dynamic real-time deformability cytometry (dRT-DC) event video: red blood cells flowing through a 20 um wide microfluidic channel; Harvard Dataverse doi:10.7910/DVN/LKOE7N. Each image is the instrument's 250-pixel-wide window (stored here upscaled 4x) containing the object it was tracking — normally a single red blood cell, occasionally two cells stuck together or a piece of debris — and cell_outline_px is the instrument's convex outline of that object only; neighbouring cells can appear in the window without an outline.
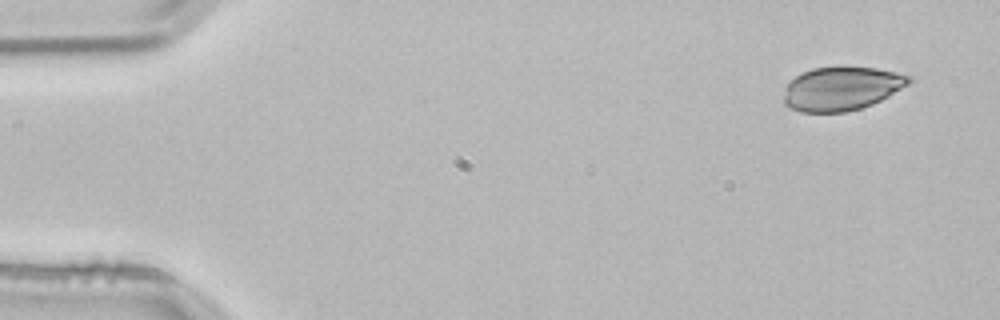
{"species": "common noctule bat (a hibernating species)", "species_latin": "Nyctalus noctula", "temperature_condition": "room temperature", "stored_images_in_passage": 3, "camera_frame_rate_fps": 3000, "um_per_image_px": 0.085, "animal": {"sex": "male", "body_mass_g": 21.5, "forearm_length_mm": 52.0}, "frame": {"image": 1, "passage_image": 1, "time_ms": 0.0, "image_size_px": [1000, 320], "cell_outline_px": [[912, 80], [908, 84], [888, 96], [872, 104], [860, 108], [844, 112], [800, 112], [784, 104], [784, 96], [788, 84], [796, 76], [812, 68], [844, 64], [876, 68], [896, 72], [912, 76]], "centroid_in_image_um": [71.55, 7.49], "position_along_channel_um": 13.4, "area_um2": 32.19}}